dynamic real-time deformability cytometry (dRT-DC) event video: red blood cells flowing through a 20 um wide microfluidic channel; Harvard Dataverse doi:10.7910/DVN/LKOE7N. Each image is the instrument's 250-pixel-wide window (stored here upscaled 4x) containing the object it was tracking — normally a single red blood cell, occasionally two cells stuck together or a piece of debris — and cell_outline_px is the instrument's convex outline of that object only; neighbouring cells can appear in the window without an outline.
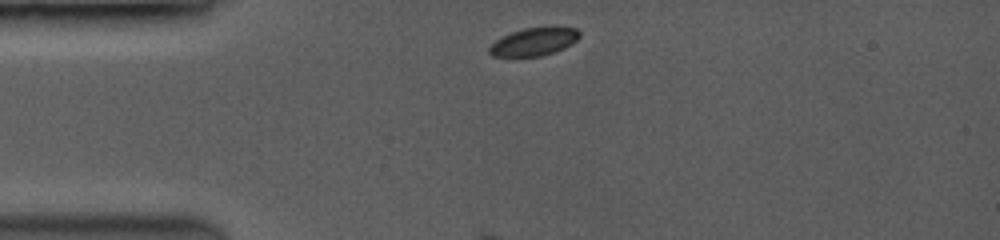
{"species": "common noctule bat (a hibernating species)", "species_latin": "Nyctalus noctula", "temperature_condition": "room temperature", "stored_images_in_passage": 23, "camera_frame_rate_fps": 3500, "um_per_image_px": 0.085, "animal": {"sex": "female", "body_mass_g": 19.0, "forearm_length_mm": 53.3}, "frame": {"image": 1, "passage_image": 1, "time_ms": 0.0, "image_size_px": [1000, 240], "cell_outline_px": [[580, 36], [576, 40], [552, 52], [540, 56], [492, 56], [488, 52], [488, 48], [496, 40], [512, 32], [524, 28], [576, 28], [580, 32]], "centroid_in_image_um": [45.33, 3.55], "position_along_channel_um": 39.7, "area_um2": 14.05}}